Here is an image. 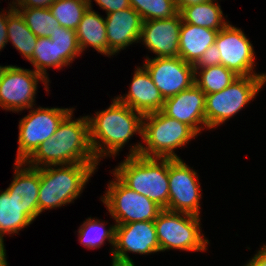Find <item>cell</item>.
Segmentation results:
<instances>
[{"label": "cell", "instance_id": "cell-20", "mask_svg": "<svg viewBox=\"0 0 266 266\" xmlns=\"http://www.w3.org/2000/svg\"><path fill=\"white\" fill-rule=\"evenodd\" d=\"M218 32L219 30H212L182 21L179 35V57L186 63L194 65L200 56L215 43Z\"/></svg>", "mask_w": 266, "mask_h": 266}, {"label": "cell", "instance_id": "cell-34", "mask_svg": "<svg viewBox=\"0 0 266 266\" xmlns=\"http://www.w3.org/2000/svg\"><path fill=\"white\" fill-rule=\"evenodd\" d=\"M55 0H13L11 7L13 9L25 8H50Z\"/></svg>", "mask_w": 266, "mask_h": 266}, {"label": "cell", "instance_id": "cell-4", "mask_svg": "<svg viewBox=\"0 0 266 266\" xmlns=\"http://www.w3.org/2000/svg\"><path fill=\"white\" fill-rule=\"evenodd\" d=\"M99 163L40 167L38 216L48 209L72 203L95 173Z\"/></svg>", "mask_w": 266, "mask_h": 266}, {"label": "cell", "instance_id": "cell-29", "mask_svg": "<svg viewBox=\"0 0 266 266\" xmlns=\"http://www.w3.org/2000/svg\"><path fill=\"white\" fill-rule=\"evenodd\" d=\"M52 43L58 47V69L70 65L82 53L78 45L76 31L62 26L56 27L50 36Z\"/></svg>", "mask_w": 266, "mask_h": 266}, {"label": "cell", "instance_id": "cell-16", "mask_svg": "<svg viewBox=\"0 0 266 266\" xmlns=\"http://www.w3.org/2000/svg\"><path fill=\"white\" fill-rule=\"evenodd\" d=\"M205 98L206 94L194 84L191 88L166 98L161 111L190 126L199 135L206 127Z\"/></svg>", "mask_w": 266, "mask_h": 266}, {"label": "cell", "instance_id": "cell-30", "mask_svg": "<svg viewBox=\"0 0 266 266\" xmlns=\"http://www.w3.org/2000/svg\"><path fill=\"white\" fill-rule=\"evenodd\" d=\"M34 66V71L48 81L47 68L58 69V47L48 37H38L32 57L28 60Z\"/></svg>", "mask_w": 266, "mask_h": 266}, {"label": "cell", "instance_id": "cell-18", "mask_svg": "<svg viewBox=\"0 0 266 266\" xmlns=\"http://www.w3.org/2000/svg\"><path fill=\"white\" fill-rule=\"evenodd\" d=\"M14 165V179L5 191L22 208V212L34 221L38 216L40 168L30 167L25 162H15Z\"/></svg>", "mask_w": 266, "mask_h": 266}, {"label": "cell", "instance_id": "cell-2", "mask_svg": "<svg viewBox=\"0 0 266 266\" xmlns=\"http://www.w3.org/2000/svg\"><path fill=\"white\" fill-rule=\"evenodd\" d=\"M112 101L109 108L87 116L90 144L98 162L117 155L134 134L142 135L143 115L116 98Z\"/></svg>", "mask_w": 266, "mask_h": 266}, {"label": "cell", "instance_id": "cell-27", "mask_svg": "<svg viewBox=\"0 0 266 266\" xmlns=\"http://www.w3.org/2000/svg\"><path fill=\"white\" fill-rule=\"evenodd\" d=\"M88 8V0H55L49 9L60 26L76 31Z\"/></svg>", "mask_w": 266, "mask_h": 266}, {"label": "cell", "instance_id": "cell-6", "mask_svg": "<svg viewBox=\"0 0 266 266\" xmlns=\"http://www.w3.org/2000/svg\"><path fill=\"white\" fill-rule=\"evenodd\" d=\"M266 83V76H239L228 87L206 94V128L215 129L251 102Z\"/></svg>", "mask_w": 266, "mask_h": 266}, {"label": "cell", "instance_id": "cell-21", "mask_svg": "<svg viewBox=\"0 0 266 266\" xmlns=\"http://www.w3.org/2000/svg\"><path fill=\"white\" fill-rule=\"evenodd\" d=\"M76 35L82 53L91 46L98 53L108 56L105 19L92 9V5L83 14Z\"/></svg>", "mask_w": 266, "mask_h": 266}, {"label": "cell", "instance_id": "cell-39", "mask_svg": "<svg viewBox=\"0 0 266 266\" xmlns=\"http://www.w3.org/2000/svg\"><path fill=\"white\" fill-rule=\"evenodd\" d=\"M5 67L6 66H0V76H1V74H2V72H3V70H4Z\"/></svg>", "mask_w": 266, "mask_h": 266}, {"label": "cell", "instance_id": "cell-9", "mask_svg": "<svg viewBox=\"0 0 266 266\" xmlns=\"http://www.w3.org/2000/svg\"><path fill=\"white\" fill-rule=\"evenodd\" d=\"M75 109L30 108L29 114L19 122L18 149L15 162H25L36 149L51 138L62 120Z\"/></svg>", "mask_w": 266, "mask_h": 266}, {"label": "cell", "instance_id": "cell-26", "mask_svg": "<svg viewBox=\"0 0 266 266\" xmlns=\"http://www.w3.org/2000/svg\"><path fill=\"white\" fill-rule=\"evenodd\" d=\"M104 224L98 219L87 218L78 229L80 243L88 249H95L100 248L107 240L114 248L116 225L113 224L109 229H105Z\"/></svg>", "mask_w": 266, "mask_h": 266}, {"label": "cell", "instance_id": "cell-1", "mask_svg": "<svg viewBox=\"0 0 266 266\" xmlns=\"http://www.w3.org/2000/svg\"><path fill=\"white\" fill-rule=\"evenodd\" d=\"M71 111L59 124L55 134L43 142L25 161L30 167L99 163L92 151L87 116L72 120Z\"/></svg>", "mask_w": 266, "mask_h": 266}, {"label": "cell", "instance_id": "cell-5", "mask_svg": "<svg viewBox=\"0 0 266 266\" xmlns=\"http://www.w3.org/2000/svg\"><path fill=\"white\" fill-rule=\"evenodd\" d=\"M169 158L128 156L113 170L125 186L168 210Z\"/></svg>", "mask_w": 266, "mask_h": 266}, {"label": "cell", "instance_id": "cell-32", "mask_svg": "<svg viewBox=\"0 0 266 266\" xmlns=\"http://www.w3.org/2000/svg\"><path fill=\"white\" fill-rule=\"evenodd\" d=\"M220 64L221 54L217 48V45L214 43L200 56L199 60L193 65V67L206 68Z\"/></svg>", "mask_w": 266, "mask_h": 266}, {"label": "cell", "instance_id": "cell-8", "mask_svg": "<svg viewBox=\"0 0 266 266\" xmlns=\"http://www.w3.org/2000/svg\"><path fill=\"white\" fill-rule=\"evenodd\" d=\"M101 201L115 225L154 221L163 210L157 203L125 186L115 175Z\"/></svg>", "mask_w": 266, "mask_h": 266}, {"label": "cell", "instance_id": "cell-37", "mask_svg": "<svg viewBox=\"0 0 266 266\" xmlns=\"http://www.w3.org/2000/svg\"><path fill=\"white\" fill-rule=\"evenodd\" d=\"M207 1H210V0H174V3H175L177 11L180 12L183 8L187 6L201 4Z\"/></svg>", "mask_w": 266, "mask_h": 266}, {"label": "cell", "instance_id": "cell-36", "mask_svg": "<svg viewBox=\"0 0 266 266\" xmlns=\"http://www.w3.org/2000/svg\"><path fill=\"white\" fill-rule=\"evenodd\" d=\"M244 266H266V245L262 246Z\"/></svg>", "mask_w": 266, "mask_h": 266}, {"label": "cell", "instance_id": "cell-24", "mask_svg": "<svg viewBox=\"0 0 266 266\" xmlns=\"http://www.w3.org/2000/svg\"><path fill=\"white\" fill-rule=\"evenodd\" d=\"M0 192V236L18 234L20 229L27 227L33 221L22 212V208L13 197H10L5 190Z\"/></svg>", "mask_w": 266, "mask_h": 266}, {"label": "cell", "instance_id": "cell-17", "mask_svg": "<svg viewBox=\"0 0 266 266\" xmlns=\"http://www.w3.org/2000/svg\"><path fill=\"white\" fill-rule=\"evenodd\" d=\"M143 20L132 7L109 13L105 17L108 57L119 53L140 39Z\"/></svg>", "mask_w": 266, "mask_h": 266}, {"label": "cell", "instance_id": "cell-28", "mask_svg": "<svg viewBox=\"0 0 266 266\" xmlns=\"http://www.w3.org/2000/svg\"><path fill=\"white\" fill-rule=\"evenodd\" d=\"M23 16L26 25L37 37H48L56 31L60 23L52 15L49 8L14 9Z\"/></svg>", "mask_w": 266, "mask_h": 266}, {"label": "cell", "instance_id": "cell-38", "mask_svg": "<svg viewBox=\"0 0 266 266\" xmlns=\"http://www.w3.org/2000/svg\"><path fill=\"white\" fill-rule=\"evenodd\" d=\"M0 266H8L7 260H6L4 238L2 236H0Z\"/></svg>", "mask_w": 266, "mask_h": 266}, {"label": "cell", "instance_id": "cell-3", "mask_svg": "<svg viewBox=\"0 0 266 266\" xmlns=\"http://www.w3.org/2000/svg\"><path fill=\"white\" fill-rule=\"evenodd\" d=\"M197 133L188 125L165 115L162 111L143 115L142 139L130 148L128 156L180 159L174 152L195 138Z\"/></svg>", "mask_w": 266, "mask_h": 266}, {"label": "cell", "instance_id": "cell-35", "mask_svg": "<svg viewBox=\"0 0 266 266\" xmlns=\"http://www.w3.org/2000/svg\"><path fill=\"white\" fill-rule=\"evenodd\" d=\"M7 13V14H6ZM8 11L0 12V51L8 43Z\"/></svg>", "mask_w": 266, "mask_h": 266}, {"label": "cell", "instance_id": "cell-11", "mask_svg": "<svg viewBox=\"0 0 266 266\" xmlns=\"http://www.w3.org/2000/svg\"><path fill=\"white\" fill-rule=\"evenodd\" d=\"M128 252L140 255L160 252L154 221L116 225L115 244L111 249L112 265L135 266Z\"/></svg>", "mask_w": 266, "mask_h": 266}, {"label": "cell", "instance_id": "cell-22", "mask_svg": "<svg viewBox=\"0 0 266 266\" xmlns=\"http://www.w3.org/2000/svg\"><path fill=\"white\" fill-rule=\"evenodd\" d=\"M214 2H216V0H210L205 3L183 8L179 12L182 21L212 30H221L228 22H225L223 12L218 2Z\"/></svg>", "mask_w": 266, "mask_h": 266}, {"label": "cell", "instance_id": "cell-25", "mask_svg": "<svg viewBox=\"0 0 266 266\" xmlns=\"http://www.w3.org/2000/svg\"><path fill=\"white\" fill-rule=\"evenodd\" d=\"M195 69V84L205 93H216L228 87L239 76L223 65ZM198 76V77H197Z\"/></svg>", "mask_w": 266, "mask_h": 266}, {"label": "cell", "instance_id": "cell-13", "mask_svg": "<svg viewBox=\"0 0 266 266\" xmlns=\"http://www.w3.org/2000/svg\"><path fill=\"white\" fill-rule=\"evenodd\" d=\"M215 44L221 54V65L238 76H266V73L254 72L256 65L253 45L238 27L228 23L219 30Z\"/></svg>", "mask_w": 266, "mask_h": 266}, {"label": "cell", "instance_id": "cell-10", "mask_svg": "<svg viewBox=\"0 0 266 266\" xmlns=\"http://www.w3.org/2000/svg\"><path fill=\"white\" fill-rule=\"evenodd\" d=\"M49 91V81L34 70L8 65L0 76V107L19 112L35 106L38 81Z\"/></svg>", "mask_w": 266, "mask_h": 266}, {"label": "cell", "instance_id": "cell-12", "mask_svg": "<svg viewBox=\"0 0 266 266\" xmlns=\"http://www.w3.org/2000/svg\"><path fill=\"white\" fill-rule=\"evenodd\" d=\"M168 210L200 217L201 188L197 171L180 159L169 158Z\"/></svg>", "mask_w": 266, "mask_h": 266}, {"label": "cell", "instance_id": "cell-31", "mask_svg": "<svg viewBox=\"0 0 266 266\" xmlns=\"http://www.w3.org/2000/svg\"><path fill=\"white\" fill-rule=\"evenodd\" d=\"M129 2L143 21L169 19L178 13L174 0H129Z\"/></svg>", "mask_w": 266, "mask_h": 266}, {"label": "cell", "instance_id": "cell-33", "mask_svg": "<svg viewBox=\"0 0 266 266\" xmlns=\"http://www.w3.org/2000/svg\"><path fill=\"white\" fill-rule=\"evenodd\" d=\"M100 8L105 10L106 14L114 13L116 11L124 10L131 7L129 0H94ZM92 0H88L91 6Z\"/></svg>", "mask_w": 266, "mask_h": 266}, {"label": "cell", "instance_id": "cell-15", "mask_svg": "<svg viewBox=\"0 0 266 266\" xmlns=\"http://www.w3.org/2000/svg\"><path fill=\"white\" fill-rule=\"evenodd\" d=\"M182 18L178 12L169 19L143 21L140 39L159 57H178Z\"/></svg>", "mask_w": 266, "mask_h": 266}, {"label": "cell", "instance_id": "cell-23", "mask_svg": "<svg viewBox=\"0 0 266 266\" xmlns=\"http://www.w3.org/2000/svg\"><path fill=\"white\" fill-rule=\"evenodd\" d=\"M8 11V42H11L26 60H29L34 52L38 37L29 29L23 16L14 10L9 3Z\"/></svg>", "mask_w": 266, "mask_h": 266}, {"label": "cell", "instance_id": "cell-19", "mask_svg": "<svg viewBox=\"0 0 266 266\" xmlns=\"http://www.w3.org/2000/svg\"><path fill=\"white\" fill-rule=\"evenodd\" d=\"M130 85L127 94L116 97L118 101L142 115L162 110L165 99L143 66L135 69Z\"/></svg>", "mask_w": 266, "mask_h": 266}, {"label": "cell", "instance_id": "cell-7", "mask_svg": "<svg viewBox=\"0 0 266 266\" xmlns=\"http://www.w3.org/2000/svg\"><path fill=\"white\" fill-rule=\"evenodd\" d=\"M200 223L199 216L163 209L154 220L160 252L206 251L209 241L201 233Z\"/></svg>", "mask_w": 266, "mask_h": 266}, {"label": "cell", "instance_id": "cell-14", "mask_svg": "<svg viewBox=\"0 0 266 266\" xmlns=\"http://www.w3.org/2000/svg\"><path fill=\"white\" fill-rule=\"evenodd\" d=\"M143 67L164 99L177 95L195 84V69L178 57H146Z\"/></svg>", "mask_w": 266, "mask_h": 266}]
</instances>
